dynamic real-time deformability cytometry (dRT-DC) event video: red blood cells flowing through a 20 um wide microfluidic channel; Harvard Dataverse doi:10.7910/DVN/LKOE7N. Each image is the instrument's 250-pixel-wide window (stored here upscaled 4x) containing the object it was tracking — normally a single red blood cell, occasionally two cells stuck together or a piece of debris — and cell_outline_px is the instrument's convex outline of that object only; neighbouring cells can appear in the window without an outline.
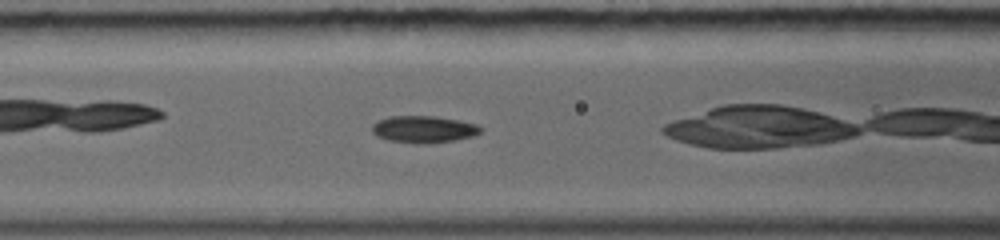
{"species": "common noctule bat (a hibernating species)", "species_latin": "Nyctalus noctula", "temperature_condition": "warm", "stored_images_in_passage": 26, "camera_frame_rate_fps": 5000, "um_per_image_px": 0.085, "animal": {"sex": "female", "body_mass_g": 19.0, "forearm_length_mm": 56.7}, "frame": {"image": 1, "passage_image": 5, "time_ms": 1.8, "image_size_px": [1000, 240], "cell_outline_px": [[484, 128], [480, 132], [472, 136], [456, 140], [424, 144], [388, 140], [376, 136], [372, 132], [372, 124], [376, 120], [388, 116], [436, 116], [460, 120], [476, 124]], "centroid_in_image_um": [35.99, 10.98], "position_along_channel_um": 130.6, "area_um2": 17.22}}